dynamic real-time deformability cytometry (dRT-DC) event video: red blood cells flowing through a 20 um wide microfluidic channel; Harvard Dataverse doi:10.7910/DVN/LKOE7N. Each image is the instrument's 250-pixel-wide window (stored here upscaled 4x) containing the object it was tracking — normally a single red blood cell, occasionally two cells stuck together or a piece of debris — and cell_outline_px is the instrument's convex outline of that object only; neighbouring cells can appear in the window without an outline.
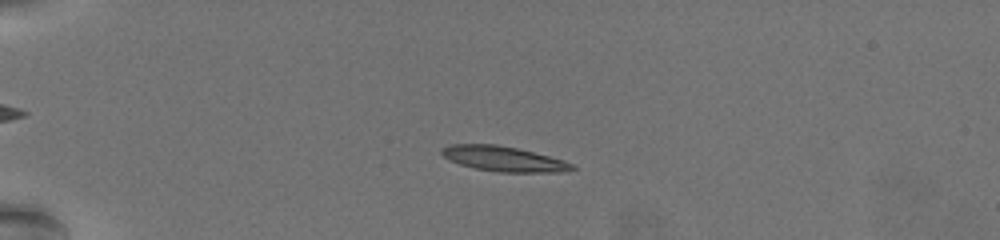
{"species": "common noctule bat (a hibernating species)", "species_latin": "Nyctalus noctula", "temperature_condition": "warm", "stored_images_in_passage": 58, "camera_frame_rate_fps": 3000, "um_per_image_px": 0.085, "animal": {"sex": "female", "body_mass_g": 19.5, "forearm_length_mm": 54.1}, "frame": {"image": 1, "passage_image": 13, "time_ms": 4.0, "image_size_px": [1000, 240], "cell_outline_px": [[576, 168], [564, 172], [500, 172], [476, 168], [460, 164], [448, 160], [440, 152], [440, 148], [448, 144], [496, 144], [516, 148], [564, 160], [572, 164]], "centroid_in_image_um": [42.76, 13.49], "position_along_channel_um": 42.2, "area_um2": 18.96}}
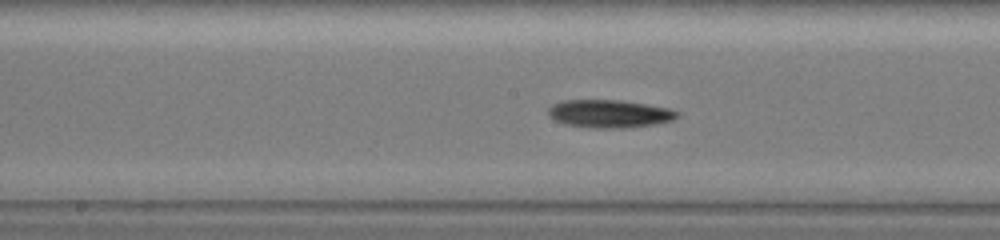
{"frame": {"image": 2, "passage_image": 31, "time_ms": 10.0, "image_size_px": [1000, 240], "cell_outline_px": [[680, 116], [672, 120], [656, 124], [624, 128], [588, 128], [564, 124], [548, 116], [548, 108], [552, 104], [564, 100], [620, 100], [668, 108], [680, 112]], "centroid_in_image_um": [51.79, 9.67], "position_along_channel_um": 196.4, "area_um2": 21.1}}
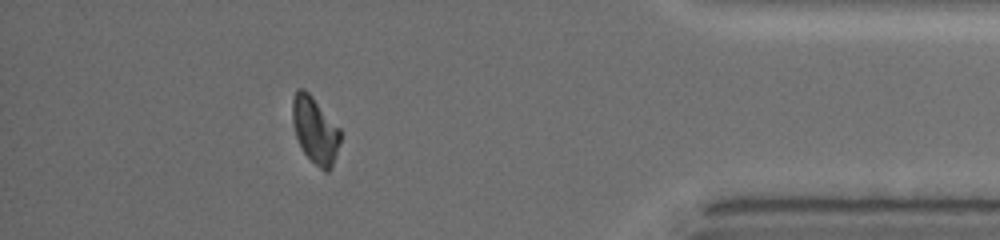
{"frame": {"image": 3, "passage_image": 52, "time_ms": 17.0, "image_size_px": [1000, 240], "cell_outline_px": [[340, 144], [332, 168], [328, 172], [324, 172], [304, 152], [296, 136], [292, 116], [292, 100], [296, 88], [304, 88], [312, 96], [340, 128]], "centroid_in_image_um": [26.79, 11.05], "position_along_channel_um": 408.4, "area_um2": 18.5}}